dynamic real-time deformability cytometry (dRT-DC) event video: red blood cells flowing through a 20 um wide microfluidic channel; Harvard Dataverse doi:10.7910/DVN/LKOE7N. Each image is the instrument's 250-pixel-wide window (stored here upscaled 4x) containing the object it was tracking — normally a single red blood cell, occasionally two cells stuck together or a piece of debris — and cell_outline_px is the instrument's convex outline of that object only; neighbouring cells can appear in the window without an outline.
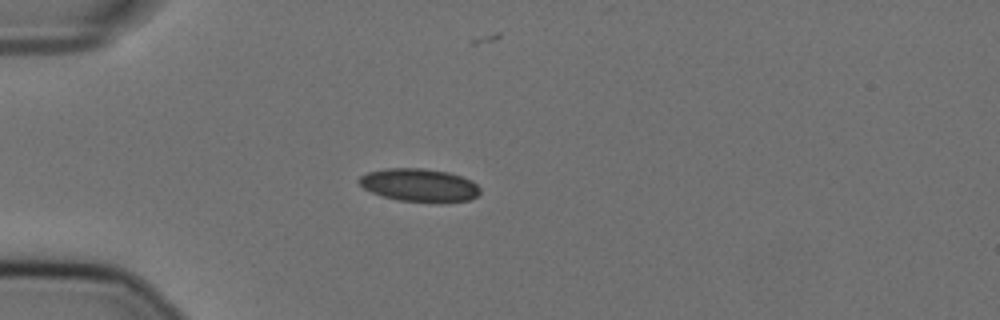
{"species": "Egyptian fruit bat (a non-hibernating species)", "species_latin": "Rousettus aegyptiacus", "temperature_condition": "cold", "stored_images_in_passage": 50, "camera_frame_rate_fps": 3000, "um_per_image_px": 0.085, "animal": {"sex": "female"}, "frame": {"image": 1, "passage_image": 13, "time_ms": 4.0, "image_size_px": [1000, 320], "cell_outline_px": [[480, 192], [476, 196], [468, 200], [440, 204], [400, 200], [384, 196], [372, 192], [364, 188], [356, 180], [360, 176], [368, 172], [384, 168], [424, 168], [448, 172], [472, 180], [480, 188]], "centroid_in_image_um": [35.66, 15.74], "position_along_channel_um": 49.3, "area_um2": 23.58}}
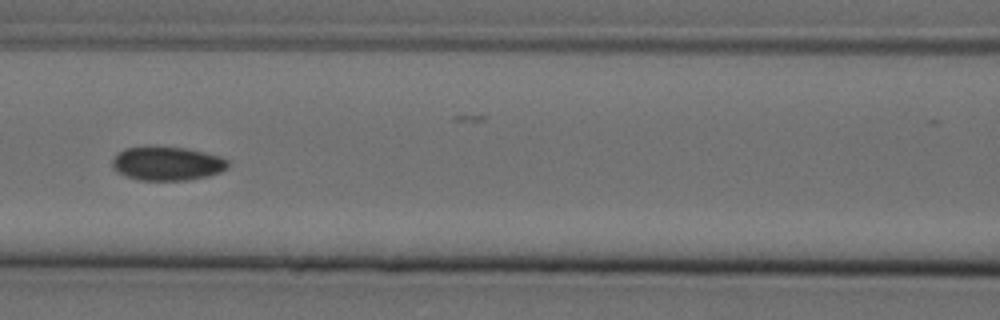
{"frame": {"image": 2, "passage_image": 23, "time_ms": 7.333, "image_size_px": [1000, 320], "cell_outline_px": [[228, 168], [220, 172], [208, 176], [184, 180], [136, 180], [124, 176], [116, 172], [112, 168], [112, 160], [124, 148], [184, 148], [220, 156], [228, 160]], "centroid_in_image_um": [14.2, 13.93], "position_along_channel_um": 152.4, "area_um2": 22.43}}
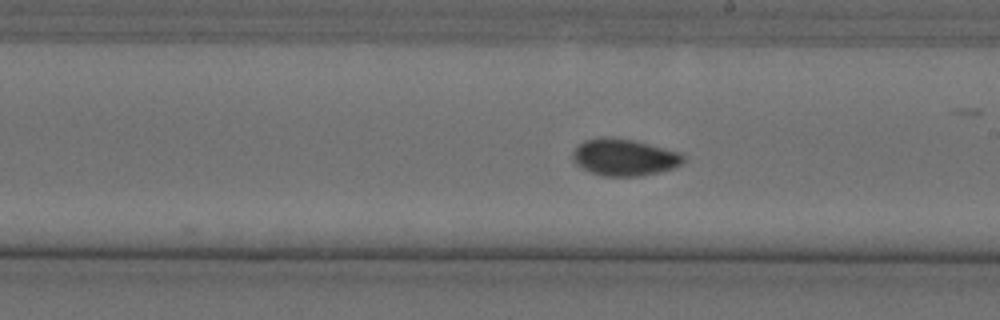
{"frame": {"image": 3, "passage_image": 30, "time_ms": 9.667, "image_size_px": [1000, 320], "cell_outline_px": [[684, 160], [680, 164], [672, 168], [660, 172], [640, 176], [604, 176], [592, 172], [576, 164], [572, 160], [572, 152], [584, 140], [604, 136], [612, 136], [632, 140], [680, 152], [684, 156]], "centroid_in_image_um": [53.04, 13.36], "position_along_channel_um": 236.0, "area_um2": 23.64}, "authors_computed_cell_mechanics": {"area_um2": 22.8888, "velocity_mm_per_s": 3.6002, "shape_relaxation_time_tau1_ms": null, "shape_relaxation_time_tau2_ms": 1.5243, "deformation_change_tau1": null, "deformation_change_tau2": 0.0415}}